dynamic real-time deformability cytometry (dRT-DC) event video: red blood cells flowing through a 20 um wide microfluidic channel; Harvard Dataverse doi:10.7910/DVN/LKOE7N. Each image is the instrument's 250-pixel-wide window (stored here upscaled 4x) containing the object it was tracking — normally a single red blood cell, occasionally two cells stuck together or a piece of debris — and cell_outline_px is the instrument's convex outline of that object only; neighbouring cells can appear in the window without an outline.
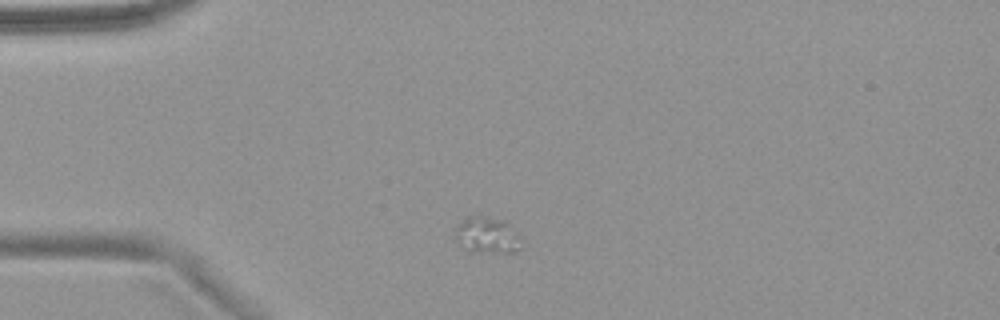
{"species": "common noctule bat (a hibernating species)", "species_latin": "Nyctalus noctula", "temperature_condition": "warm", "stored_images_in_passage": 2, "camera_frame_rate_fps": 3000, "um_per_image_px": 0.085, "animal": {"sex": "female", "body_mass_g": 18.4}, "frame": {"image": 1, "passage_image": 1, "time_ms": 0.0, "image_size_px": [1000, 320], "cell_outline_px": [[520, 248], [516, 252], [468, 252], [456, 240], [456, 228], [468, 216], [484, 216], [504, 220], [520, 236]], "centroid_in_image_um": [41.41, 20.01], "position_along_channel_um": 43.6, "area_um2": 13.87}}